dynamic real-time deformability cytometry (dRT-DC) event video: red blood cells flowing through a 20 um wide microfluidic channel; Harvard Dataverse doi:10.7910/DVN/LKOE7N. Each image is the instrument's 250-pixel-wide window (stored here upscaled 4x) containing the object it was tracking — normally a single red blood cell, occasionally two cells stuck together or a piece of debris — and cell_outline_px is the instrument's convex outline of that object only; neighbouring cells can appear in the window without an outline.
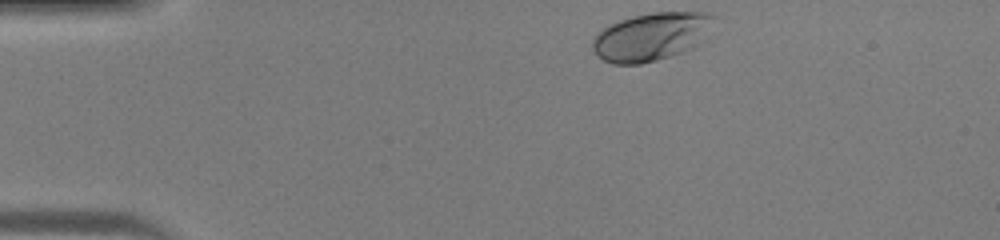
{"species": "human", "species_latin": "Homo sapiens", "temperature_condition": "warm", "stored_images_in_passage": 31, "camera_frame_rate_fps": 3000, "um_per_image_px": 0.085, "donor": {"sex": "male"}, "frame": {"image": 1, "passage_image": 1, "time_ms": 0.0, "image_size_px": [1000, 240], "cell_outline_px": [[720, 16], [692, 48], [684, 52], [656, 60], [640, 64], [612, 64], [604, 60], [592, 48], [592, 40], [608, 24], [632, 16], [652, 12], [712, 12]], "centroid_in_image_um": [55.38, 3.09], "position_along_channel_um": 29.6, "area_um2": 33.87}}
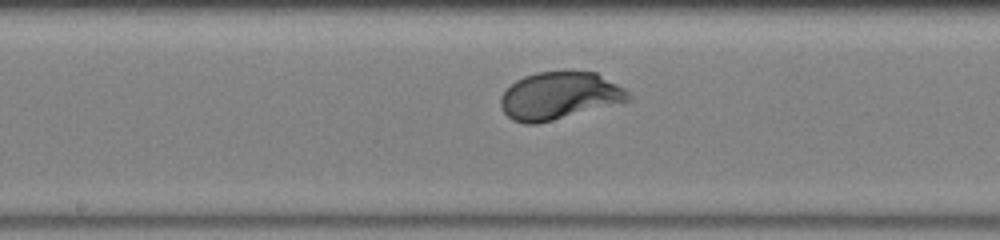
{"frame": {"image": 2, "passage_image": 17, "time_ms": 5.333, "image_size_px": [1000, 240], "cell_outline_px": [[632, 100], [536, 124], [524, 124], [512, 120], [500, 108], [500, 96], [516, 80], [524, 76], [540, 72], [596, 72], [624, 88], [632, 96]], "centroid_in_image_um": [47.53, 8.15], "position_along_channel_um": 200.7, "area_um2": 35.03}}
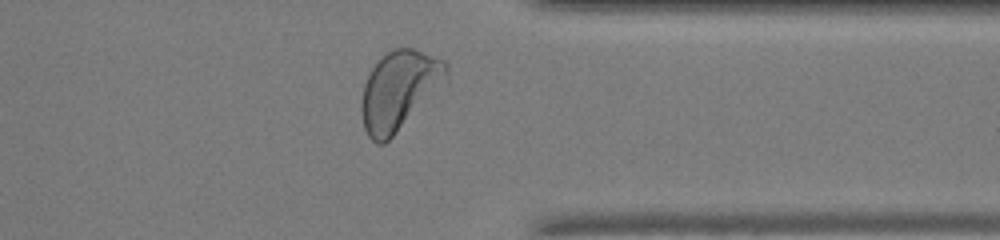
{"frame": {"image": 3, "passage_image": 29, "time_ms": 9.333, "image_size_px": [1000, 240], "cell_outline_px": [[448, 84], [384, 144], [376, 144], [368, 136], [364, 128], [360, 112], [360, 104], [364, 84], [372, 68], [392, 48], [412, 48], [444, 60], [448, 64]], "centroid_in_image_um": [33.98, 7.7], "position_along_channel_um": 377.4, "area_um2": 39.71}}